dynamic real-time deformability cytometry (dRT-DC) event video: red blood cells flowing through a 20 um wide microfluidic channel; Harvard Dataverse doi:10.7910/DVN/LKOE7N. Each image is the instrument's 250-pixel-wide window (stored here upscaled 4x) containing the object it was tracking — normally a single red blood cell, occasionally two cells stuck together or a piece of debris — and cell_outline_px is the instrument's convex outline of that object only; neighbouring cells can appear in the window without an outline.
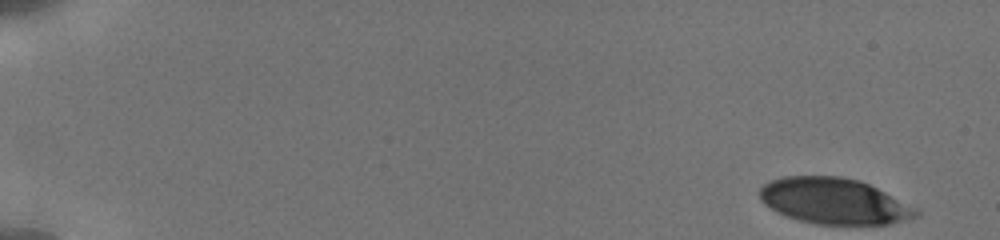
{"species": "human", "species_latin": "Homo sapiens", "temperature_condition": "cold", "stored_images_in_passage": 8, "camera_frame_rate_fps": 3000, "um_per_image_px": 0.085, "donor": {"sex": "male"}, "frame": {"image": 1, "passage_image": 1, "time_ms": 0.0, "image_size_px": [1000, 240], "cell_outline_px": [[920, 216], [888, 224], [816, 224], [800, 220], [788, 216], [764, 204], [760, 196], [760, 188], [764, 184], [772, 180], [784, 176], [840, 176], [860, 180], [916, 208], [920, 212]], "centroid_in_image_um": [70.9, 17.09], "position_along_channel_um": 14.1, "area_um2": 41.33}}